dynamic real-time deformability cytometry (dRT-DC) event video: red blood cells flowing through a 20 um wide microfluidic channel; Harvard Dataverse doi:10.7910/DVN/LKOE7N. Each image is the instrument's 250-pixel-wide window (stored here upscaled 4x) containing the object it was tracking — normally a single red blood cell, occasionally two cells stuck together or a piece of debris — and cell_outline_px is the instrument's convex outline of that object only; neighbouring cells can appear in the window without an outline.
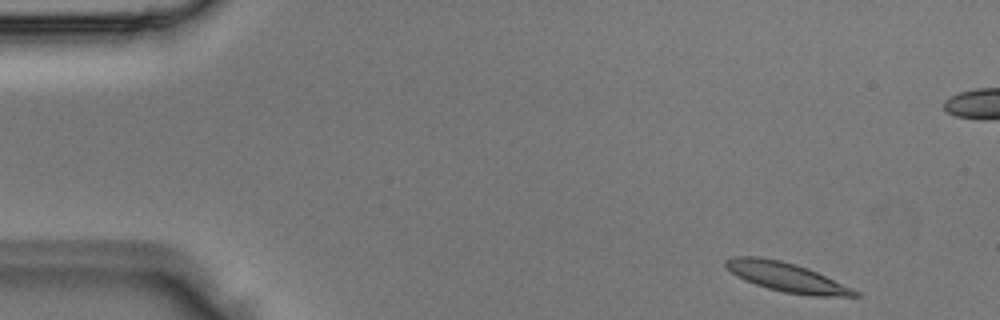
{"species": "Egyptian fruit bat (a non-hibernating species)", "species_latin": "Rousettus aegyptiacus", "temperature_condition": "room temperature", "stored_images_in_passage": 4, "camera_frame_rate_fps": 3000, "um_per_image_px": 0.085, "animal": {"sex": "male"}, "frame": {"image": 1, "passage_image": 1, "time_ms": 0.0, "image_size_px": [1000, 320], "cell_outline_px": [[860, 296], [812, 296], [784, 292], [768, 288], [744, 280], [736, 276], [724, 264], [724, 260], [732, 256], [760, 256], [780, 260], [796, 264], [808, 268], [852, 288], [860, 292]], "centroid_in_image_um": [66.83, 23.54], "position_along_channel_um": 18.2, "area_um2": 21.91}}